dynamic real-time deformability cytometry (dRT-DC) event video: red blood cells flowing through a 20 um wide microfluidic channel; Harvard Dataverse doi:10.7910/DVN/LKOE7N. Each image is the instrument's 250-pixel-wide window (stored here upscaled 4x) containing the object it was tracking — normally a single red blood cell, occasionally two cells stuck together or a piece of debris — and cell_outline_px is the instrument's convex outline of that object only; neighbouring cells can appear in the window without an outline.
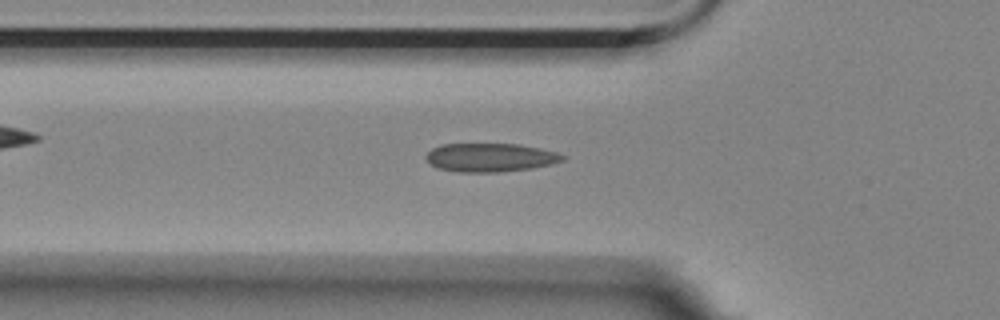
{"species": "Egyptian fruit bat (a non-hibernating species)", "species_latin": "Rousettus aegyptiacus", "temperature_condition": "room temperature", "stored_images_in_passage": 54, "camera_frame_rate_fps": 3000, "um_per_image_px": 0.085, "animal": {"sex": "female"}, "frame": {"image": 1, "passage_image": 17, "time_ms": 5.333, "image_size_px": [1000, 320], "cell_outline_px": [[568, 156], [564, 160], [552, 164], [532, 168], [496, 172], [460, 172], [436, 168], [424, 156], [432, 148], [440, 144], [520, 144], [540, 148], [556, 152]], "centroid_in_image_um": [41.69, 13.38], "position_along_channel_um": 84.1, "area_um2": 22.83}}
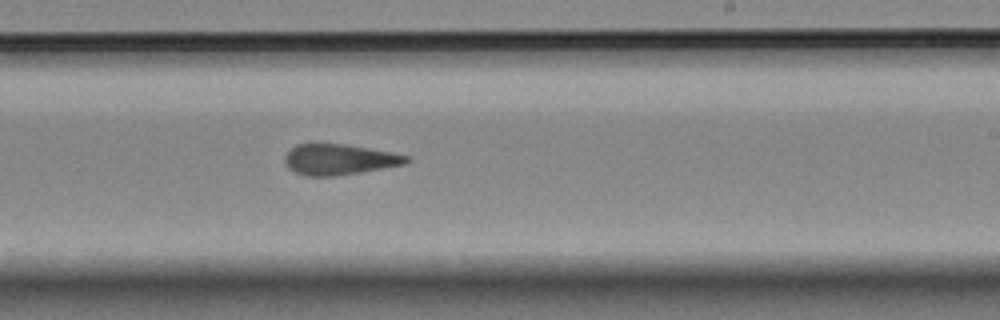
{"frame": {"image": 2, "passage_image": 32, "time_ms": 10.333, "image_size_px": [1000, 320], "cell_outline_px": [[412, 160], [408, 164], [336, 176], [308, 176], [296, 172], [288, 168], [284, 160], [284, 156], [296, 144], [344, 144], [392, 152], [408, 156]], "centroid_in_image_um": [28.87, 13.56], "position_along_channel_um": 260.1, "area_um2": 21.73}}
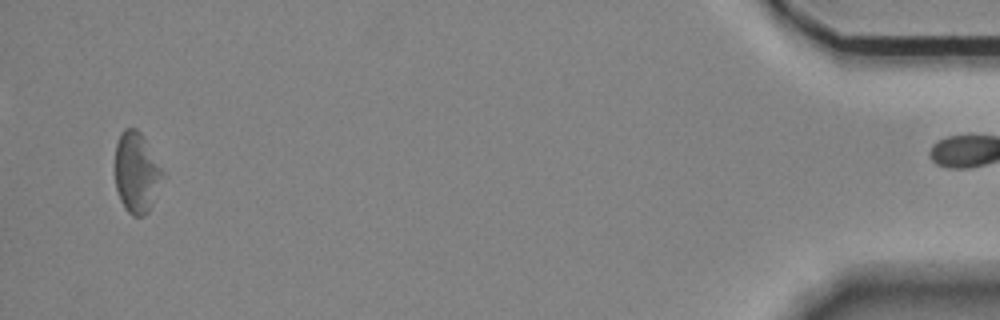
{"frame": {"image": 3, "passage_image": 53, "time_ms": 17.333, "image_size_px": [1000, 320], "cell_outline_px": [[168, 176], [148, 212], [144, 216], [132, 216], [124, 208], [120, 200], [116, 188], [116, 144], [120, 132], [124, 128], [136, 128], [140, 132]], "centroid_in_image_um": [11.67, 14.69], "position_along_channel_um": 423.5, "area_um2": 22.95}, "authors_computed_cell_mechanics": {"area_um2": 22.8888, "velocity_mm_per_s": 3.5092, "shape_relaxation_time_tau1_ms": null, "shape_relaxation_time_tau2_ms": 2.582, "deformation_change_tau1": null, "deformation_change_tau2": 0.114}}